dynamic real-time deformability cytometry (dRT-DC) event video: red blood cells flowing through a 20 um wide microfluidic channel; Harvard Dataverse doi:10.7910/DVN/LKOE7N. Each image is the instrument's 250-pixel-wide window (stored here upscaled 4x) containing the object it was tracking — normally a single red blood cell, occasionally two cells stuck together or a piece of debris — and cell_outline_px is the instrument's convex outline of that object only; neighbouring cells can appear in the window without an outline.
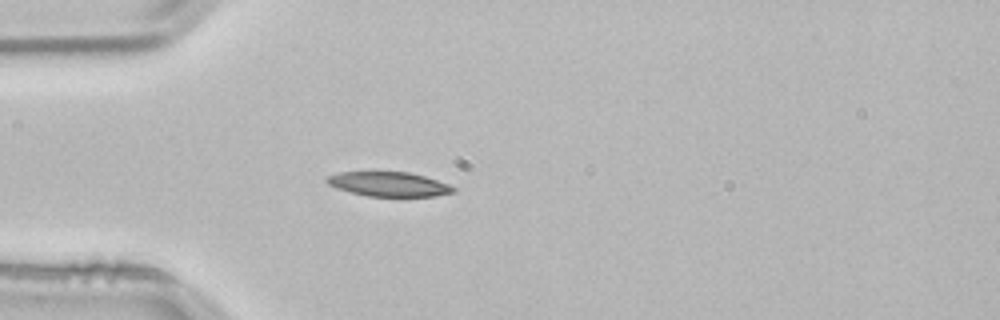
{"species": "common noctule bat (a hibernating species)", "species_latin": "Nyctalus noctula", "temperature_condition": "room temperature", "stored_images_in_passage": 39, "camera_frame_rate_fps": 3000, "um_per_image_px": 0.085, "animal": {"sex": "male", "body_mass_g": 21.5, "forearm_length_mm": 52.0}, "frame": {"image": 1, "passage_image": 1, "time_ms": 0.0, "image_size_px": [1000, 320], "cell_outline_px": [[456, 192], [436, 196], [368, 196], [336, 188], [328, 184], [324, 180], [328, 176], [340, 172], [408, 172], [424, 176], [448, 184], [456, 188]], "centroid_in_image_um": [33.06, 15.65], "position_along_channel_um": 51.9, "area_um2": 17.92}}
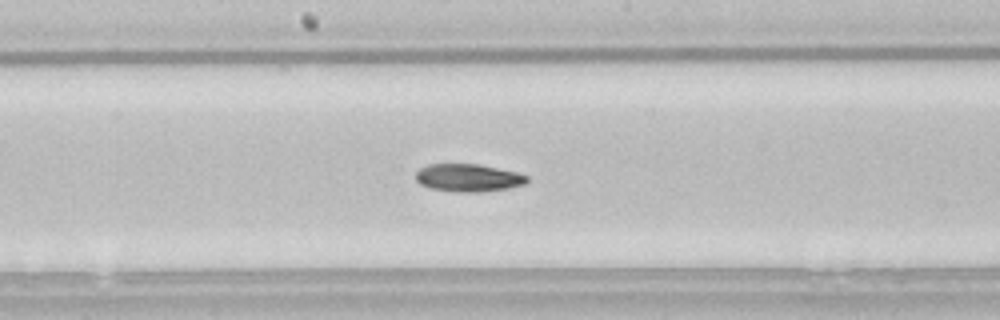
{"frame": {"image": 2, "passage_image": 14, "time_ms": 4.333, "image_size_px": [1000, 320], "cell_outline_px": [[528, 180], [524, 184], [508, 188], [480, 192], [456, 192], [428, 188], [420, 184], [416, 180], [416, 172], [420, 168], [428, 164], [480, 164], [516, 172], [528, 176]], "centroid_in_image_um": [39.78, 15.11], "position_along_channel_um": 208.4, "area_um2": 18.03}}
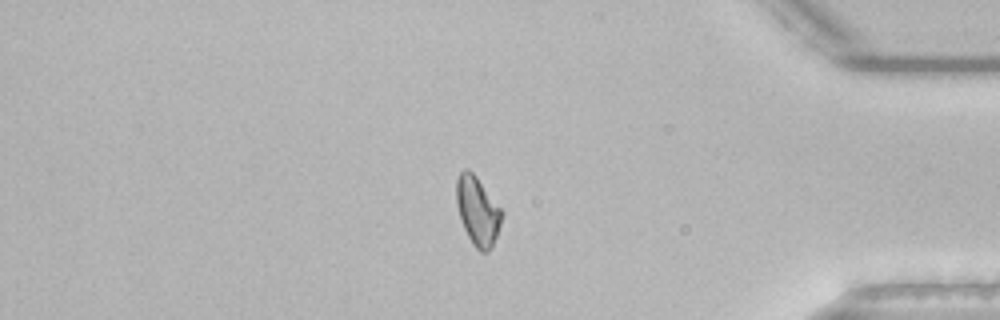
{"frame": {"image": 3, "passage_image": 31, "time_ms": 10.0, "image_size_px": [1000, 320], "cell_outline_px": [[504, 212], [492, 248], [488, 252], [480, 252], [472, 244], [460, 220], [456, 204], [456, 180], [460, 172], [464, 168], [468, 168], [476, 176]], "centroid_in_image_um": [40.58, 17.93], "position_along_channel_um": 394.6, "area_um2": 18.26}, "authors_computed_cell_mechanics": {"area_um2": 18.1492, "velocity_mm_per_s": 3.8204, "shape_relaxation_time_tau1_ms": 5.8259, "shape_relaxation_time_tau2_ms": 6.6041, "deformation_change_tau1": 0.1495, "deformation_change_tau2": 0.1326}}